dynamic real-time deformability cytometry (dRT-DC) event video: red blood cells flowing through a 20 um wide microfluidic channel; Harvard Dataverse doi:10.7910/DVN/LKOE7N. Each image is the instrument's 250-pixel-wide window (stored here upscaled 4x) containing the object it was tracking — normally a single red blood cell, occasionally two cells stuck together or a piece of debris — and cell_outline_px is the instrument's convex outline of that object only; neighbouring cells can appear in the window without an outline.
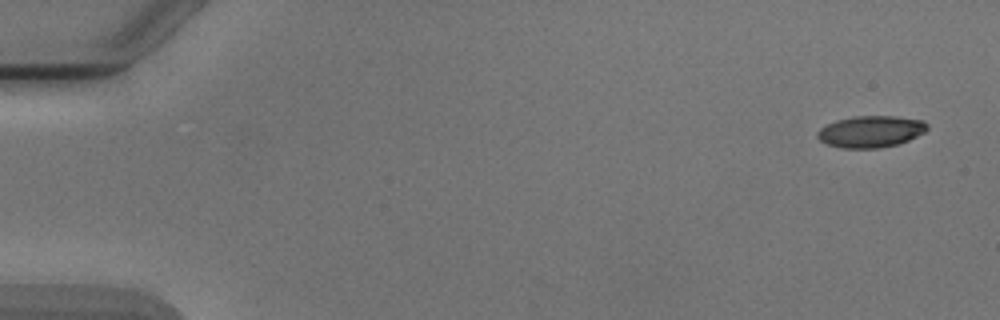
{"species": "Egyptian fruit bat (a non-hibernating species)", "species_latin": "Rousettus aegyptiacus", "temperature_condition": "cold", "stored_images_in_passage": 5, "camera_frame_rate_fps": 3000, "um_per_image_px": 0.085, "animal": {"sex": "male"}, "frame": {"image": 1, "passage_image": 1, "time_ms": 0.0, "image_size_px": [1000, 320], "cell_outline_px": [[928, 128], [924, 132], [908, 140], [896, 144], [880, 148], [840, 148], [828, 144], [820, 140], [816, 136], [816, 132], [820, 128], [836, 120], [852, 116], [896, 116], [924, 120], [928, 124]], "centroid_in_image_um": [74.01, 11.17], "position_along_channel_um": 11.0, "area_um2": 20.29}}
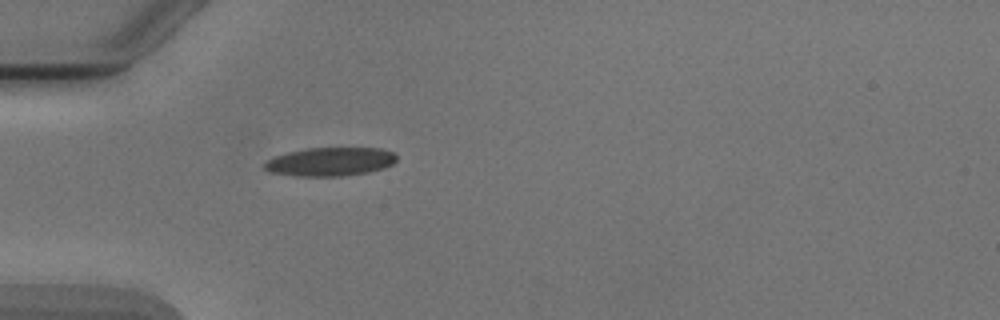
{"frame": {"image": 2, "passage_image": 5, "time_ms": 4.667, "image_size_px": [1000, 320], "cell_outline_px": [[396, 160], [392, 164], [384, 168], [368, 172], [340, 176], [296, 176], [272, 172], [264, 168], [264, 164], [268, 160], [276, 156], [288, 152], [304, 148], [380, 148], [392, 152], [396, 156]], "centroid_in_image_um": [28.08, 13.74], "position_along_channel_um": 56.9, "area_um2": 21.85}}